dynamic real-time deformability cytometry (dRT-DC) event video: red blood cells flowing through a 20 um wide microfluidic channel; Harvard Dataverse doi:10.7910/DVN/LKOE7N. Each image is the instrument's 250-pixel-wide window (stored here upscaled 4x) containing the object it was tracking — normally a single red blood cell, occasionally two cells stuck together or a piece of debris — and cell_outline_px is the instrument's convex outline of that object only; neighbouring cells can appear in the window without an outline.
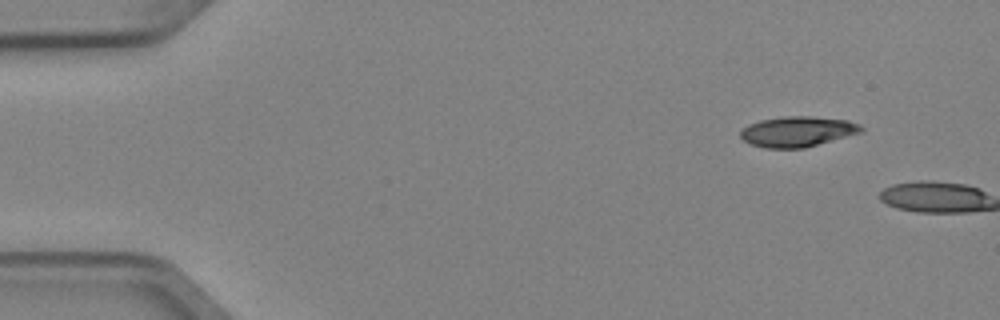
{"species": "Egyptian fruit bat (a non-hibernating species)", "species_latin": "Rousettus aegyptiacus", "temperature_condition": "cold", "stored_images_in_passage": 2, "camera_frame_rate_fps": 3000, "um_per_image_px": 0.085, "animal": {"sex": "female"}, "frame": {"image": 1, "passage_image": 1, "time_ms": 0.0, "image_size_px": [1000, 320], "cell_outline_px": [[864, 132], [804, 148], [764, 148], [752, 144], [744, 140], [740, 136], [740, 128], [748, 124], [760, 120], [784, 116], [812, 116], [848, 120], [860, 124], [864, 128]], "centroid_in_image_um": [67.8, 11.17], "position_along_channel_um": 17.2, "area_um2": 21.62}}